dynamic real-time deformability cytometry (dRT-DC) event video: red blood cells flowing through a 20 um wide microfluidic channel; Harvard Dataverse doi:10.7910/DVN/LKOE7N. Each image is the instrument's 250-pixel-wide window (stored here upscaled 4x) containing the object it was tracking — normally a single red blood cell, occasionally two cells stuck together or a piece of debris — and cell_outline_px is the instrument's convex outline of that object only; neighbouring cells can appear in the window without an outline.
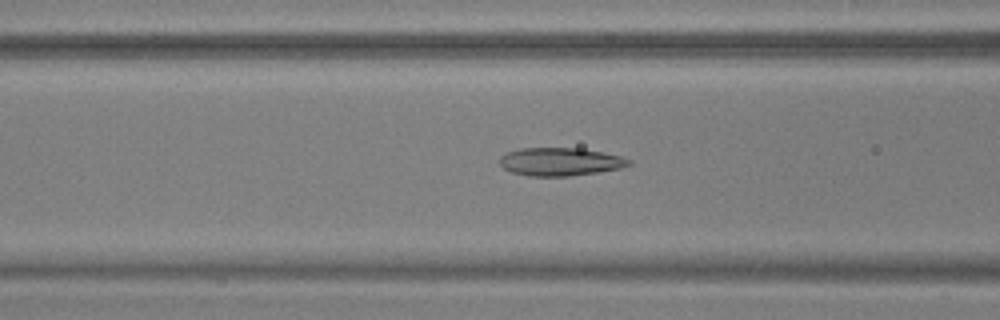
{"species": "common noctule bat (a hibernating species)", "species_latin": "Nyctalus noctula", "temperature_condition": "warm", "stored_images_in_passage": 54, "camera_frame_rate_fps": 3000, "um_per_image_px": 0.085, "animal": {"sex": "male", "body_mass_g": 17.9, "forearm_length_mm": 54.2}, "frame": {"image": 1, "passage_image": 22, "time_ms": 7.0, "image_size_px": [1000, 320], "cell_outline_px": [[632, 164], [620, 168], [596, 172], [568, 176], [528, 176], [512, 172], [504, 168], [500, 164], [500, 156], [504, 152], [520, 148], [580, 148], [620, 156], [632, 160]], "centroid_in_image_um": [47.58, 13.74], "position_along_channel_um": 119.0, "area_um2": 21.1}}
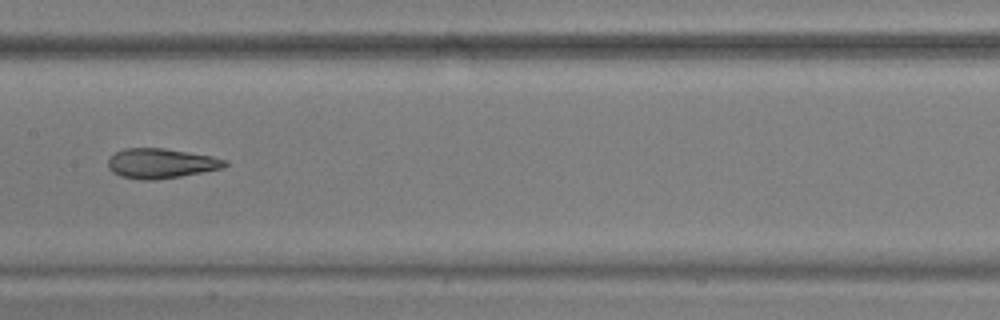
{"frame": {"image": 2, "passage_image": 28, "time_ms": 9.0, "image_size_px": [1000, 320], "cell_outline_px": [[228, 164], [224, 168], [180, 176], [156, 180], [140, 180], [120, 176], [112, 172], [108, 168], [108, 160], [116, 152], [124, 148], [164, 148], [212, 156], [228, 160]], "centroid_in_image_um": [13.69, 13.89], "position_along_channel_um": 193.7, "area_um2": 20.4}}
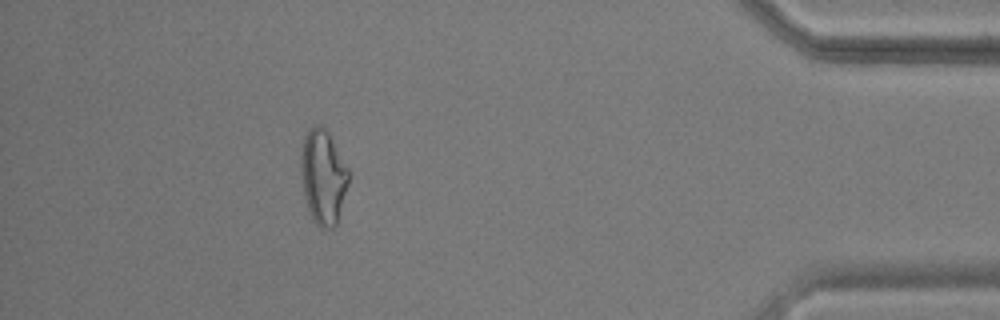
{"frame": {"image": 3, "passage_image": 49, "time_ms": 16.0, "image_size_px": [1000, 320], "cell_outline_px": [[348, 184], [336, 224], [332, 228], [320, 228], [316, 224], [308, 208], [304, 196], [300, 172], [300, 156], [304, 136], [308, 128], [312, 124], [320, 124], [328, 132], [348, 168]], "centroid_in_image_um": [27.43, 14.99], "position_along_channel_um": 407.8, "area_um2": 26.24}, "authors_computed_cell_mechanics": {"area_um2": 22.4264, "velocity_mm_per_s": 3.7194, "shape_relaxation_time_tau1_ms": null, "shape_relaxation_time_tau2_ms": 2.2984, "deformation_change_tau1": null, "deformation_change_tau2": 0.1133}}